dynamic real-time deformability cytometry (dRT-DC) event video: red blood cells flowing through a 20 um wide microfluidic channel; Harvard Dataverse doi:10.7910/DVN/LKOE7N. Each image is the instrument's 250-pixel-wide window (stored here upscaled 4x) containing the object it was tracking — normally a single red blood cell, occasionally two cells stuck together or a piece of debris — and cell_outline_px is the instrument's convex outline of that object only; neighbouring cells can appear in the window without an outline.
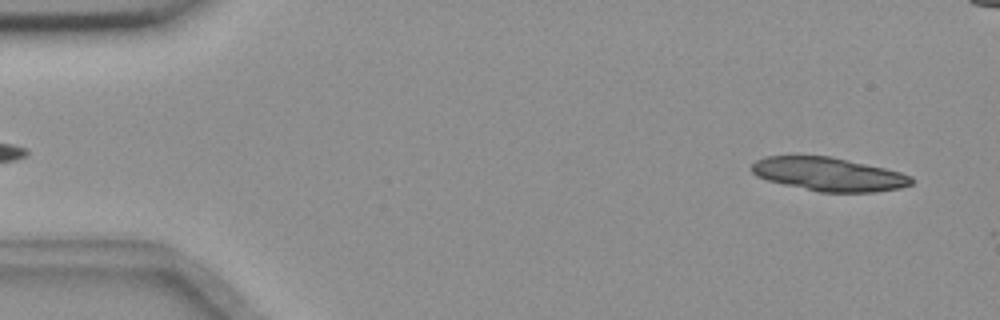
{"species": "common noctule bat (a hibernating species)", "species_latin": "Nyctalus noctula", "temperature_condition": "room temperature", "stored_images_in_passage": 14, "camera_frame_rate_fps": 3000, "um_per_image_px": 0.085, "animal": {"sex": "female", "body_mass_g": 18.4}, "frame": {"image": 1, "passage_image": 3, "time_ms": 0.667, "image_size_px": [1000, 320], "cell_outline_px": [[912, 184], [900, 188], [876, 192], [820, 192], [784, 184], [768, 180], [756, 176], [752, 172], [752, 164], [756, 160], [764, 156], [828, 156], [884, 168], [900, 172], [912, 176]], "centroid_in_image_um": [70.44, 14.81], "position_along_channel_um": 14.6, "area_um2": 30.92}}